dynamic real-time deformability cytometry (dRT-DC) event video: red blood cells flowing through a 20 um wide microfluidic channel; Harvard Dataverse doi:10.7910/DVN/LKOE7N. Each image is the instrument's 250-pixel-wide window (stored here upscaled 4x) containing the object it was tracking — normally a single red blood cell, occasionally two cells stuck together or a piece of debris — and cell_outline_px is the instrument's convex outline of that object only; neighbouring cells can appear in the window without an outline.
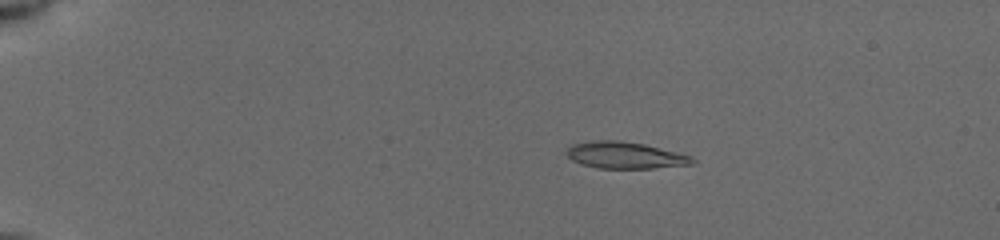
{"species": "common noctule bat (a hibernating species)", "species_latin": "Nyctalus noctula", "temperature_condition": "cold", "stored_images_in_passage": 54, "camera_frame_rate_fps": 3000, "um_per_image_px": 0.085, "animal": {"sex": "female", "body_mass_g": 19.5, "forearm_length_mm": 54.1}, "frame": {"image": 1, "passage_image": 11, "time_ms": 3.333, "image_size_px": [1000, 240], "cell_outline_px": [[696, 164], [652, 168], [596, 168], [580, 164], [572, 160], [564, 152], [572, 144], [592, 140], [620, 140], [644, 144], [692, 156], [696, 160]], "centroid_in_image_um": [53.12, 13.19], "position_along_channel_um": 31.9, "area_um2": 19.71}}
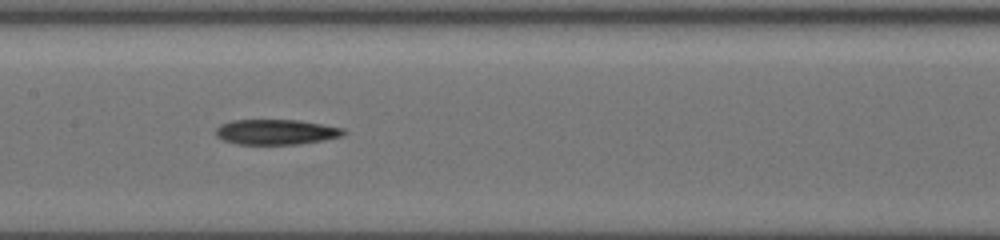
{"frame": {"image": 2, "passage_image": 29, "time_ms": 9.333, "image_size_px": [1000, 240], "cell_outline_px": [[348, 132], [340, 136], [320, 140], [296, 144], [236, 144], [224, 140], [216, 136], [216, 128], [220, 124], [232, 120], [300, 120], [344, 128]], "centroid_in_image_um": [23.44, 11.21], "position_along_channel_um": 184.0, "area_um2": 18.67}}
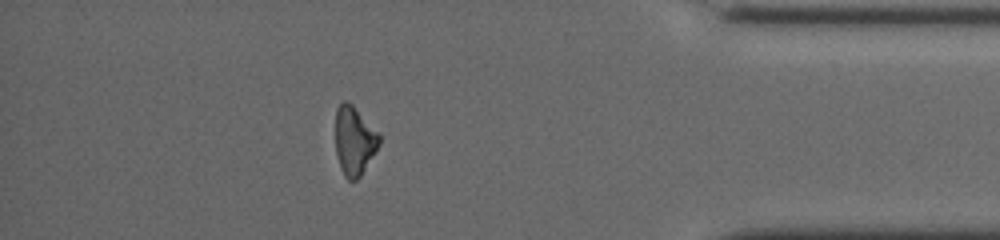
{"frame": {"image": 3, "passage_image": 48, "time_ms": 15.667, "image_size_px": [1000, 240], "cell_outline_px": [[380, 144], [360, 176], [356, 180], [348, 180], [344, 176], [340, 168], [336, 152], [336, 108], [344, 100], [348, 100], [352, 104], [380, 136]], "centroid_in_image_um": [30.09, 11.97], "position_along_channel_um": 405.1, "area_um2": 17.28}}